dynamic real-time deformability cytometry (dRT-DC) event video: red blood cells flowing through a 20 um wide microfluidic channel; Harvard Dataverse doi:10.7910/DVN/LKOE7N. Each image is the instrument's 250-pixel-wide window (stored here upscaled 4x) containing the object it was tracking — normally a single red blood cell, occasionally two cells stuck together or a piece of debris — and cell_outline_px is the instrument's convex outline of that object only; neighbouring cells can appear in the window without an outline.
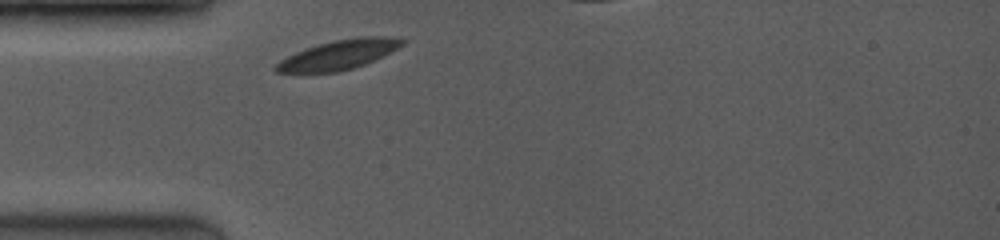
{"species": "common noctule bat (a hibernating species)", "species_latin": "Nyctalus noctula", "temperature_condition": "room temperature", "stored_images_in_passage": 22, "segment_of_instrument_passage": [1, 2], "camera_frame_rate_fps": 3500, "um_per_image_px": 0.085, "animal": {"sex": "female", "body_mass_g": 19.0, "forearm_length_mm": 53.3}, "frame": {"image": 1, "passage_image": 1, "time_ms": 0.0, "image_size_px": [1000, 240], "cell_outline_px": [[404, 44], [364, 64], [352, 68], [336, 72], [276, 72], [272, 68], [280, 60], [296, 52], [316, 44], [332, 40], [360, 36], [396, 36], [404, 40]], "centroid_in_image_um": [28.77, 4.63], "position_along_channel_um": 56.2, "area_um2": 21.44}}
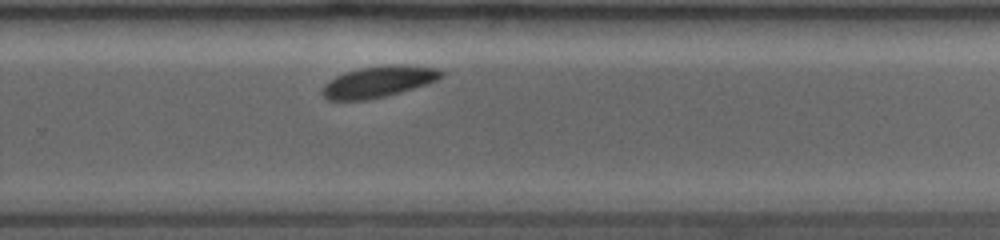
{"frame": {"image": 2, "passage_image": 12, "time_ms": 6.286, "image_size_px": [1000, 240], "cell_outline_px": [[444, 76], [428, 84], [388, 96], [368, 100], [328, 100], [320, 92], [324, 84], [336, 76], [344, 72], [360, 68], [388, 64], [400, 64], [440, 68], [444, 72]], "centroid_in_image_um": [32.2, 6.94], "position_along_channel_um": 297.6, "area_um2": 22.02}}
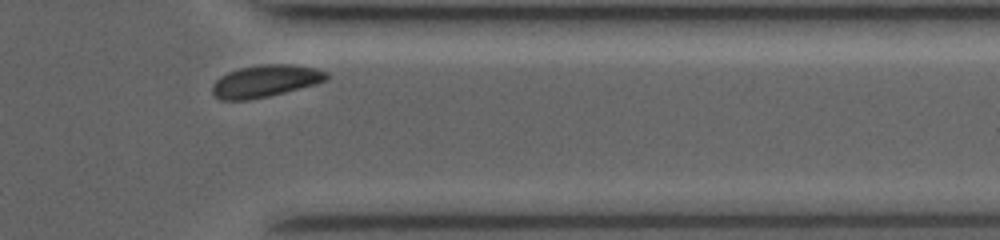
{"frame": {"image": 3, "passage_image": 20, "time_ms": 8.571, "image_size_px": [1000, 240], "cell_outline_px": [[328, 80], [316, 84], [268, 96], [248, 100], [220, 100], [212, 92], [212, 84], [220, 76], [228, 72], [240, 68], [264, 64], [292, 64], [316, 68], [328, 72]], "centroid_in_image_um": [22.57, 6.88], "position_along_channel_um": 388.8, "area_um2": 21.39}}